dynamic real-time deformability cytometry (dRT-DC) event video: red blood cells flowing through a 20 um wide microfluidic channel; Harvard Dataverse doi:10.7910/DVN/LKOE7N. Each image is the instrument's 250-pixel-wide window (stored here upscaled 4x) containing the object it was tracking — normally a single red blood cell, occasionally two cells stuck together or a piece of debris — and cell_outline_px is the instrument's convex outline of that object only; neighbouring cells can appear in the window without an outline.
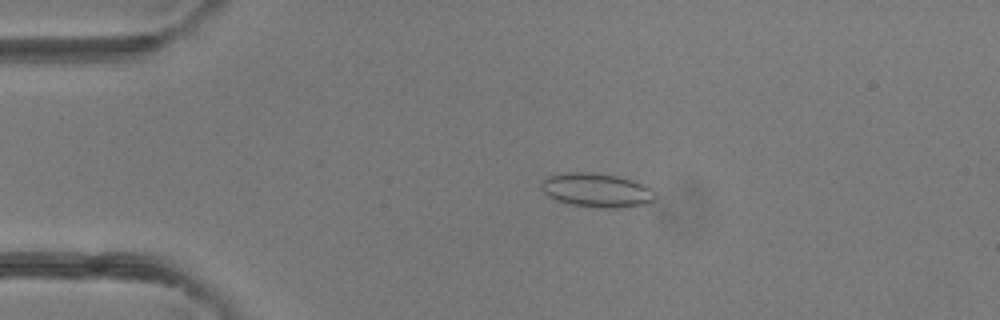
{"species": "common noctule bat (a hibernating species)", "species_latin": "Nyctalus noctula", "temperature_condition": "room temperature", "stored_images_in_passage": 50, "camera_frame_rate_fps": 3000, "um_per_image_px": 0.085, "animal": {"sex": "female"}, "frame": {"image": 1, "passage_image": 11, "time_ms": 3.333, "image_size_px": [1000, 320], "cell_outline_px": [[656, 200], [644, 204], [620, 208], [592, 208], [568, 204], [556, 200], [548, 196], [544, 192], [540, 184], [540, 180], [544, 176], [560, 172], [596, 172], [616, 176], [632, 180], [648, 188], [652, 192]], "centroid_in_image_um": [50.61, 16.16], "position_along_channel_um": 34.4, "area_um2": 22.89}}
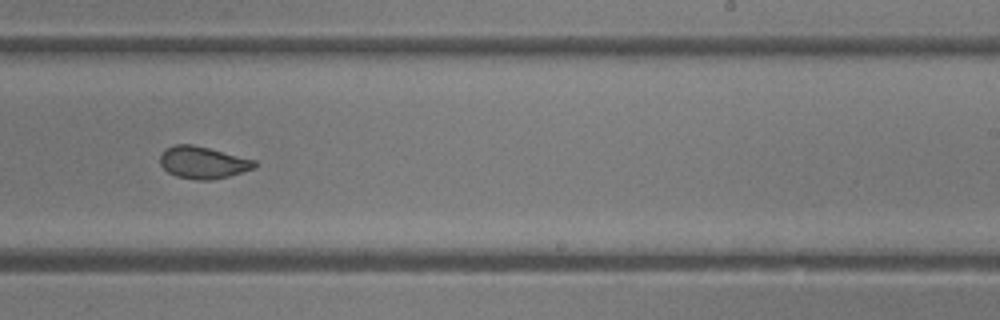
{"frame": {"image": 2, "passage_image": 31, "time_ms": 10.0, "image_size_px": [1000, 320], "cell_outline_px": [[256, 168], [228, 176], [212, 180], [196, 180], [176, 176], [168, 172], [160, 164], [160, 156], [164, 148], [176, 144], [192, 144], [256, 160]], "centroid_in_image_um": [17.24, 13.81], "position_along_channel_um": 271.8, "area_um2": 17.69}}
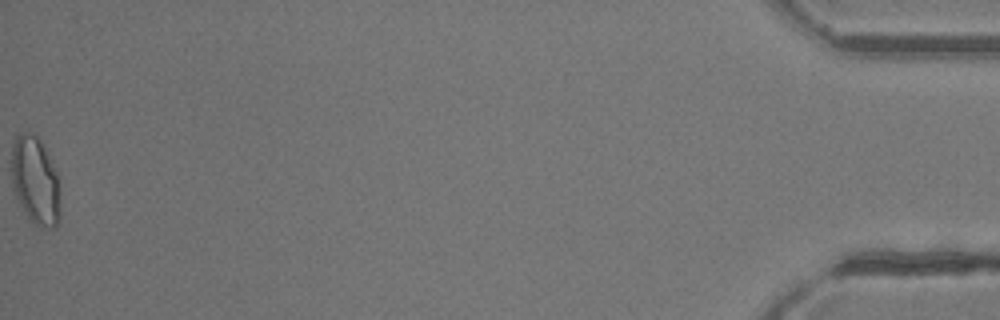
{"frame": {"image": 3, "passage_image": 50, "time_ms": 16.333, "image_size_px": [1000, 320], "cell_outline_px": [[60, 220], [56, 228], [40, 228], [24, 212], [16, 196], [12, 184], [12, 144], [16, 136], [20, 132], [28, 132], [36, 136], [40, 140], [48, 152], [60, 176]], "centroid_in_image_um": [3.05, 15.37], "position_along_channel_um": 432.1, "area_um2": 25.61}, "authors_computed_cell_mechanics": {"area_um2": 19.4208, "velocity_mm_per_s": 4.1903, "shape_relaxation_time_tau1_ms": null, "shape_relaxation_time_tau2_ms": 1.6882, "deformation_change_tau1": null, "deformation_change_tau2": 0.0732}}